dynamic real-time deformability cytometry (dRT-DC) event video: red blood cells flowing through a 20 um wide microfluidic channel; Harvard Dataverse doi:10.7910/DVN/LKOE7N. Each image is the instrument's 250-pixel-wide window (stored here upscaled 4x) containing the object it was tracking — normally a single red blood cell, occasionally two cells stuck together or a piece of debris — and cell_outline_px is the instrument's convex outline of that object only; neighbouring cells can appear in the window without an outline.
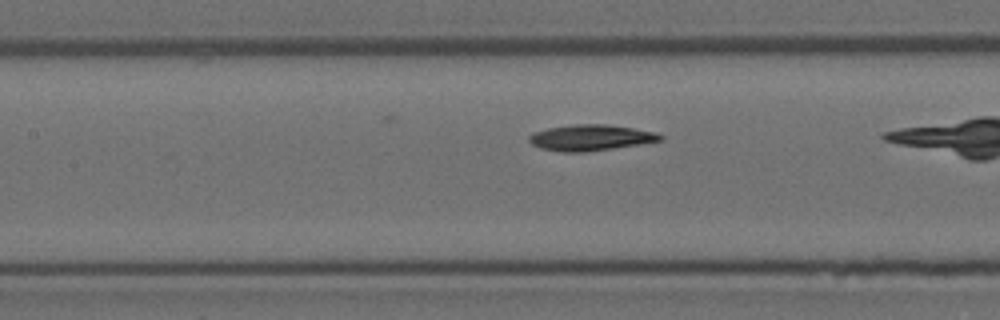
{"species": "Egyptian fruit bat (a non-hibernating species)", "species_latin": "Rousettus aegyptiacus", "temperature_condition": "room temperature", "stored_images_in_passage": 21, "camera_frame_rate_fps": 3000, "um_per_image_px": 0.085, "animal": {"sex": "female"}, "frame": {"image": 1, "passage_image": 7, "time_ms": 2.0, "image_size_px": [1000, 320], "cell_outline_px": [[664, 140], [640, 144], [584, 152], [560, 152], [540, 148], [532, 144], [528, 140], [528, 136], [536, 132], [548, 128], [576, 124], [604, 124], [632, 128], [656, 132], [664, 136]], "centroid_in_image_um": [50.21, 11.7], "position_along_channel_um": 157.2, "area_um2": 19.71}}
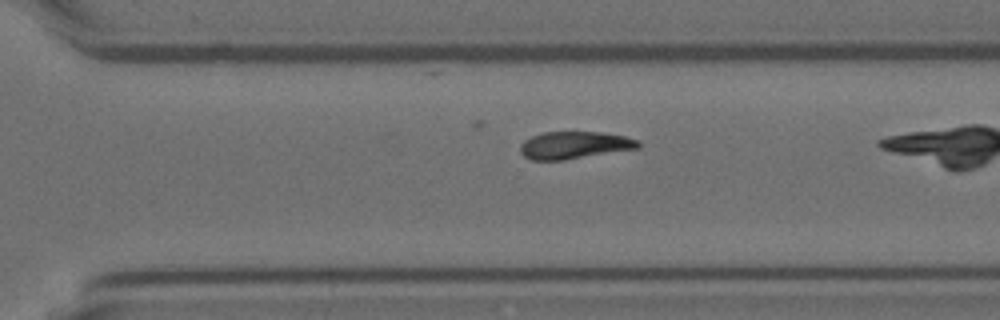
{"frame": {"image": 2, "passage_image": 18, "time_ms": 5.667, "image_size_px": [1000, 320], "cell_outline_px": [[640, 148], [564, 160], [532, 160], [524, 156], [520, 152], [520, 144], [524, 140], [532, 136], [544, 132], [604, 132], [624, 136], [636, 140], [640, 144]], "centroid_in_image_um": [48.81, 12.34], "position_along_channel_um": 321.8, "area_um2": 18.79}}